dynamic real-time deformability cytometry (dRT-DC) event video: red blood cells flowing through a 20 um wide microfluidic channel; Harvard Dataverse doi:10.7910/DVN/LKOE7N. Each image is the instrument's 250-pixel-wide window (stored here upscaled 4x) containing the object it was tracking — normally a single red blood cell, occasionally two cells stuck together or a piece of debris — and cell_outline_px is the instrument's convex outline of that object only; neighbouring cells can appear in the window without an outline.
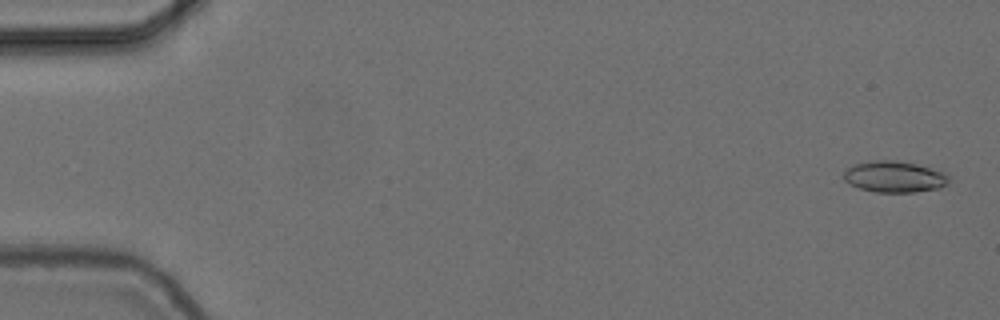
{"species": "common noctule bat (a hibernating species)", "species_latin": "Nyctalus noctula", "temperature_condition": "cold", "stored_images_in_passage": 8, "camera_frame_rate_fps": 3000, "um_per_image_px": 0.085, "animal": {"sex": "female", "body_mass_g": 24.6, "forearm_length_mm": 56.2}, "frame": {"image": 1, "passage_image": 2, "time_ms": 0.333, "image_size_px": [1000, 320], "cell_outline_px": [[948, 184], [940, 188], [912, 192], [876, 192], [860, 188], [844, 180], [844, 172], [848, 168], [856, 164], [876, 160], [896, 160], [916, 164], [944, 172], [948, 176]], "centroid_in_image_um": [76.05, 15.02], "position_along_channel_um": 9.0, "area_um2": 18.9}}